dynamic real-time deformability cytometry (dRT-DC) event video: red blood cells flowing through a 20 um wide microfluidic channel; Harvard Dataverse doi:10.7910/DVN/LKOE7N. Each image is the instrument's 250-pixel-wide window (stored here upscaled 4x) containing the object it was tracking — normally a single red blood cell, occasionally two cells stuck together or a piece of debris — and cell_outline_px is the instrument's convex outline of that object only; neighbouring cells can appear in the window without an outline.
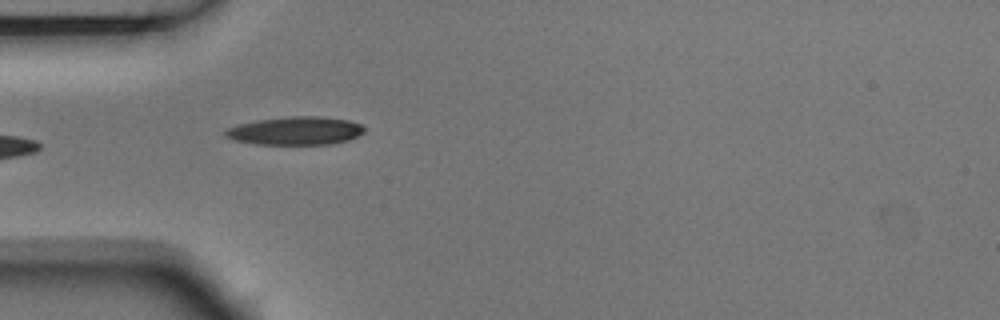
{"species": "Egyptian fruit bat (a non-hibernating species)", "species_latin": "Rousettus aegyptiacus", "temperature_condition": "room temperature", "stored_images_in_passage": 4, "camera_frame_rate_fps": 3000, "um_per_image_px": 0.085, "animal": {"sex": "male"}, "frame": {"image": 1, "passage_image": 3, "time_ms": 0.667, "image_size_px": [1000, 320], "cell_outline_px": [[364, 132], [348, 140], [328, 144], [256, 144], [236, 140], [224, 136], [224, 132], [228, 128], [236, 124], [256, 120], [288, 116], [320, 116], [348, 120], [364, 124]], "centroid_in_image_um": [25.11, 11.1], "position_along_channel_um": 59.9, "area_um2": 22.89}}
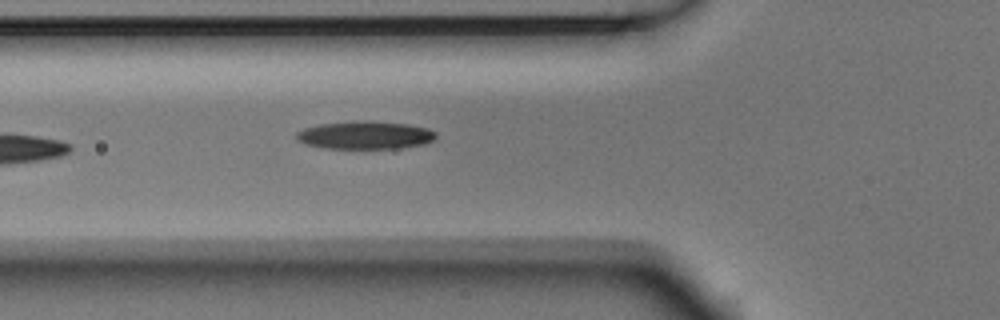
{"frame": {"image": 2, "passage_image": 4, "time_ms": 1.0, "image_size_px": [1000, 320], "cell_outline_px": [[436, 136], [432, 140], [424, 144], [396, 148], [324, 148], [304, 144], [296, 140], [296, 132], [304, 128], [320, 124], [360, 120], [372, 120], [408, 124], [428, 128], [436, 132]], "centroid_in_image_um": [31.01, 11.47], "position_along_channel_um": 94.8, "area_um2": 22.83}}